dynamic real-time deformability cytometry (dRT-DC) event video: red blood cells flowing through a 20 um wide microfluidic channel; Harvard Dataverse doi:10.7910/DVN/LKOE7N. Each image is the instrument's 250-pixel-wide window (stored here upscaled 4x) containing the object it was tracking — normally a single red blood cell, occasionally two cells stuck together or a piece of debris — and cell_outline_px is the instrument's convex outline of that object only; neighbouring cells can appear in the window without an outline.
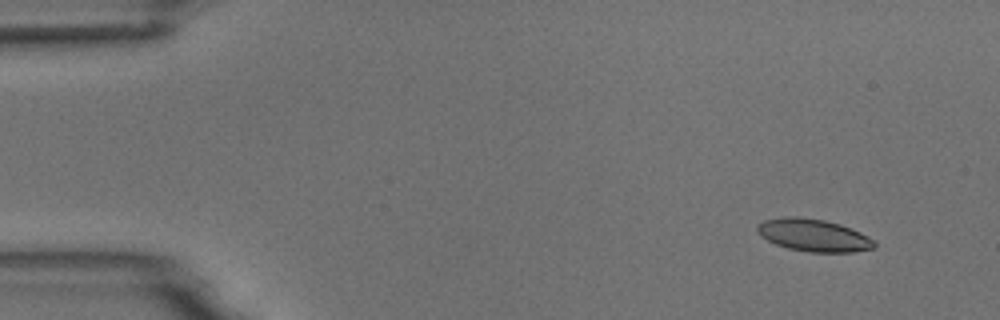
{"species": "common noctule bat (a hibernating species)", "species_latin": "Nyctalus noctula", "temperature_condition": "room temperature", "stored_images_in_passage": 5, "camera_frame_rate_fps": 3000, "um_per_image_px": 0.085, "animal": {"sex": "male", "body_mass_g": 18.8}, "frame": {"image": 1, "passage_image": 2, "time_ms": 1.0, "image_size_px": [1000, 320], "cell_outline_px": [[876, 248], [852, 252], [808, 252], [788, 248], [776, 244], [760, 236], [756, 228], [756, 224], [764, 220], [784, 216], [796, 216], [824, 220], [840, 224], [860, 232], [868, 236], [876, 244]], "centroid_in_image_um": [69.13, 19.99], "position_along_channel_um": 15.9, "area_um2": 22.2}}
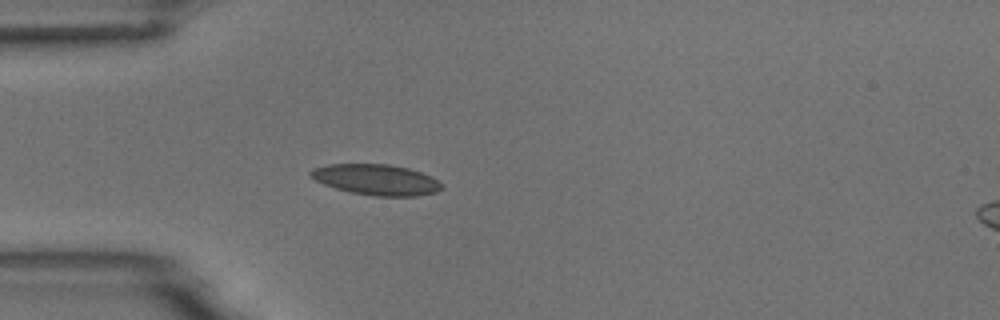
{"frame": {"image": 2, "passage_image": 5, "time_ms": 4.667, "image_size_px": [1000, 320], "cell_outline_px": [[440, 188], [436, 192], [416, 196], [372, 196], [352, 192], [336, 188], [324, 184], [308, 176], [308, 172], [312, 168], [328, 164], [388, 164], [408, 168], [432, 176], [440, 184]], "centroid_in_image_um": [31.93, 15.26], "position_along_channel_um": 53.1, "area_um2": 23.35}}